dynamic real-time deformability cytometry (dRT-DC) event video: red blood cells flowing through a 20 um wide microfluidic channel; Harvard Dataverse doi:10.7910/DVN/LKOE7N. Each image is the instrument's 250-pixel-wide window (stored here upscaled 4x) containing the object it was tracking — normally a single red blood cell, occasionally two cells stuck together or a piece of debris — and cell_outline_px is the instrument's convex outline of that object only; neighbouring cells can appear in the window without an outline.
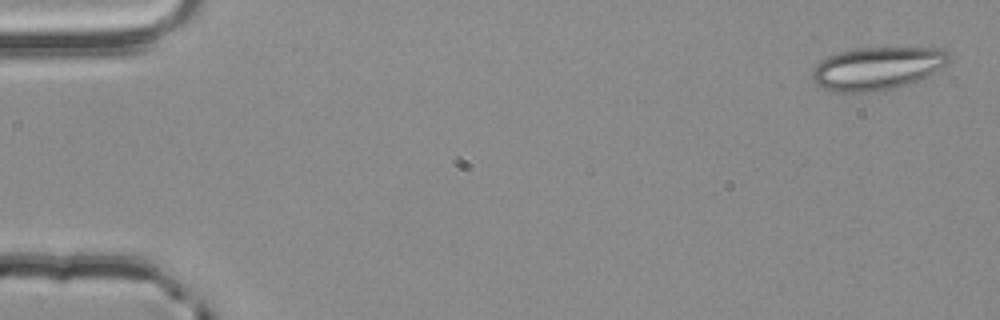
{"species": "common noctule bat (a hibernating species)", "species_latin": "Nyctalus noctula", "temperature_condition": "room temperature", "stored_images_in_passage": 3, "camera_frame_rate_fps": 3000, "um_per_image_px": 0.085, "animal": {"sex": "male", "body_mass_g": 20.4}, "frame": {"image": 1, "passage_image": 1, "time_ms": 0.0, "image_size_px": [1000, 320], "cell_outline_px": [[952, 60], [948, 64], [908, 84], [884, 92], [832, 92], [816, 84], [812, 80], [812, 68], [820, 60], [828, 56], [840, 52], [860, 48], [944, 48], [952, 56]], "centroid_in_image_um": [74.56, 5.82], "position_along_channel_um": 10.4, "area_um2": 34.45}}